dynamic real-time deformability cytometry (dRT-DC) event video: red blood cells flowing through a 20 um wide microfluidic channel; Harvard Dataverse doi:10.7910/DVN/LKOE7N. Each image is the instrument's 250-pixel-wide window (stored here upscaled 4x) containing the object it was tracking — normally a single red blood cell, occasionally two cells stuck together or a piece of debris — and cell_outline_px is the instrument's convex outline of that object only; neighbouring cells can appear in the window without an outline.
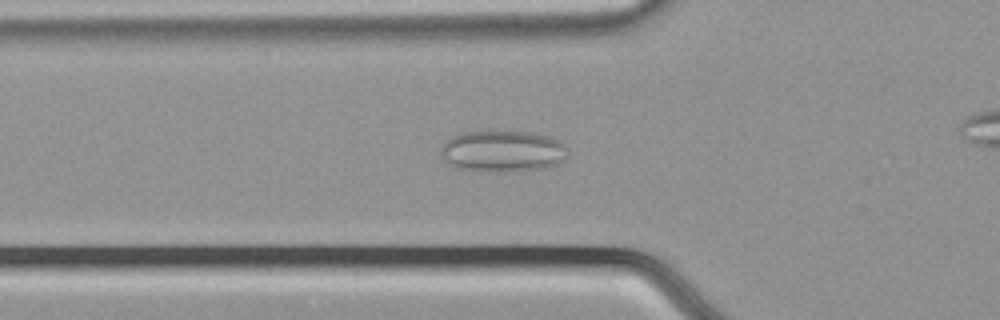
{"species": "common noctule bat (a hibernating species)", "species_latin": "Nyctalus noctula", "temperature_condition": "cold", "stored_images_in_passage": 49, "camera_frame_rate_fps": 3000, "um_per_image_px": 0.085, "animal": {"sex": "male", "body_mass_g": 21.5, "forearm_length_mm": 52.0}, "frame": {"image": 1, "passage_image": 20, "time_ms": 6.333, "image_size_px": [1000, 320], "cell_outline_px": [[568, 156], [560, 164], [544, 168], [508, 172], [456, 168], [448, 164], [440, 156], [440, 148], [452, 136], [460, 132], [488, 128], [536, 132], [552, 136], [560, 140], [564, 144]], "centroid_in_image_um": [42.74, 12.79], "position_along_channel_um": 83.1, "area_um2": 32.02}}
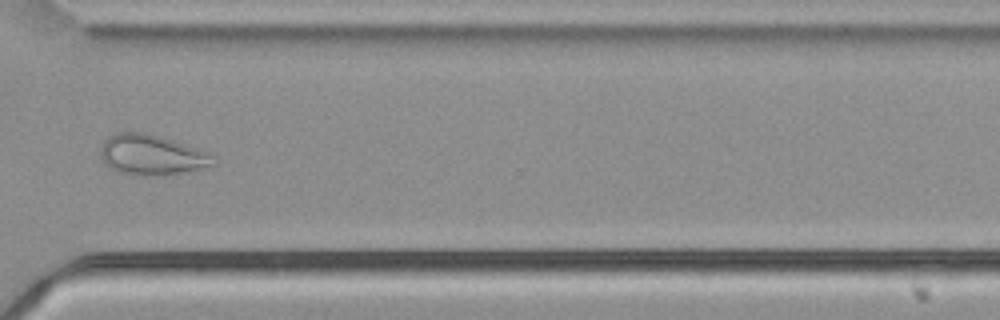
{"frame": {"image": 2, "passage_image": 42, "time_ms": 13.667, "image_size_px": [1000, 320], "cell_outline_px": [[216, 164], [184, 172], [164, 176], [136, 176], [116, 172], [108, 168], [104, 164], [100, 156], [100, 152], [104, 140], [108, 136], [116, 132], [144, 132], [160, 136], [208, 152]], "centroid_in_image_um": [12.81, 13.19], "position_along_channel_um": 357.8, "area_um2": 26.76}}
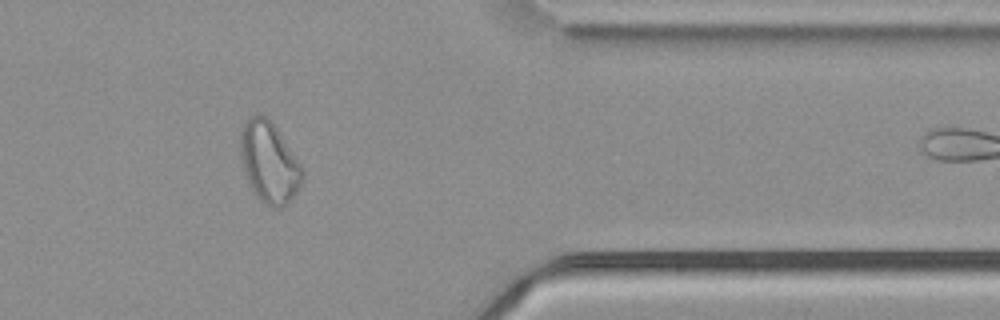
{"frame": {"image": 3, "passage_image": 46, "time_ms": 15.0, "image_size_px": [1000, 320], "cell_outline_px": [[304, 176], [296, 192], [288, 204], [284, 208], [272, 208], [260, 200], [252, 192], [244, 168], [240, 152], [240, 132], [244, 124], [252, 116], [264, 116], [272, 120], [304, 168]], "centroid_in_image_um": [22.91, 13.82], "position_along_channel_um": 388.5, "area_um2": 29.3}, "authors_computed_cell_mechanics": {"area_um2": 28.4376, "velocity_mm_per_s": 3.7357, "shape_relaxation_time_tau1_ms": null, "shape_relaxation_time_tau2_ms": 1.9946, "deformation_change_tau1": null, "deformation_change_tau2": 0.0778}}